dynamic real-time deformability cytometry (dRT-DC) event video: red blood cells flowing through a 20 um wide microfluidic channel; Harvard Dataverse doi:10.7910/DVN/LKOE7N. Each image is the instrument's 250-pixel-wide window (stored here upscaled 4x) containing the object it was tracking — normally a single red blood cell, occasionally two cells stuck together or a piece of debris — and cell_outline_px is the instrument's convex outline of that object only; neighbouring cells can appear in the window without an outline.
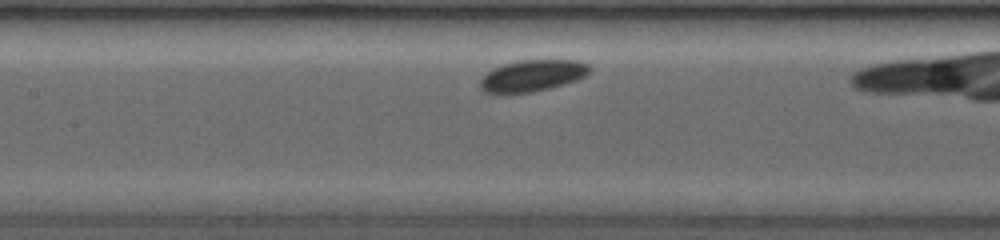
{"species": "common noctule bat (a hibernating species)", "species_latin": "Nyctalus noctula", "temperature_condition": "room temperature", "stored_images_in_passage": 21, "camera_frame_rate_fps": 3500, "um_per_image_px": 0.085, "animal": {"sex": "female", "body_mass_g": 19.0, "forearm_length_mm": 53.3}, "frame": {"image": 1, "passage_image": 6, "time_ms": 1.429, "image_size_px": [1000, 240], "cell_outline_px": [[592, 68], [584, 76], [576, 80], [548, 88], [528, 92], [484, 92], [480, 88], [480, 80], [492, 68], [504, 64], [520, 60], [580, 60], [588, 64]], "centroid_in_image_um": [45.27, 6.4], "position_along_channel_um": 162.1, "area_um2": 19.71}}
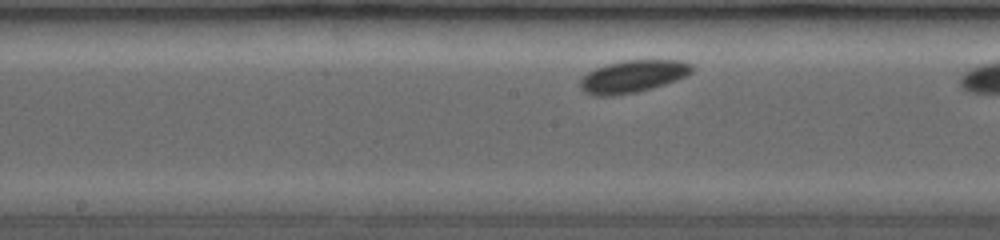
{"frame": {"image": 2, "passage_image": 9, "time_ms": 2.286, "image_size_px": [1000, 240], "cell_outline_px": [[692, 72], [676, 80], [664, 84], [636, 92], [608, 96], [600, 96], [584, 92], [580, 88], [580, 80], [588, 72], [596, 68], [620, 60], [684, 60], [692, 64]], "centroid_in_image_um": [53.79, 6.48], "position_along_channel_um": 194.4, "area_um2": 20.87}}